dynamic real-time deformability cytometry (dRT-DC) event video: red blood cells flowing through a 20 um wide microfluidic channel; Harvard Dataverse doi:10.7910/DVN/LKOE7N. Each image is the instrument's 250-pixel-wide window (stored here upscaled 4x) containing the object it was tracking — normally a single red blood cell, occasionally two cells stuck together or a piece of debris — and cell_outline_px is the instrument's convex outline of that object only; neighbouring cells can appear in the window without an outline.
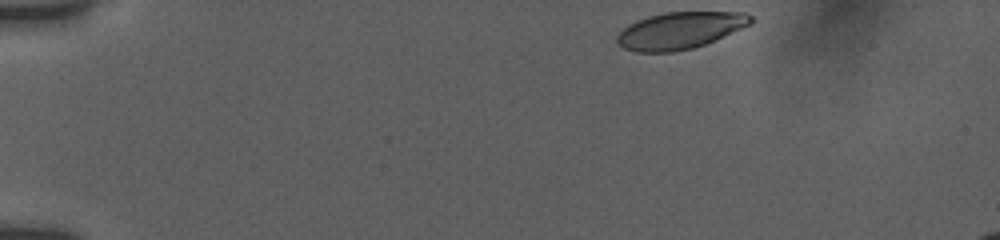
{"species": "human", "species_latin": "Homo sapiens", "temperature_condition": "room temperature", "stored_images_in_passage": 41, "camera_frame_rate_fps": 3000, "um_per_image_px": 0.085, "donor": {"sex": "female"}, "frame": {"image": 1, "passage_image": 1, "time_ms": 0.0, "image_size_px": [1000, 240], "cell_outline_px": [[752, 24], [704, 44], [692, 48], [672, 52], [636, 52], [624, 48], [616, 40], [616, 36], [628, 24], [636, 20], [648, 16], [664, 12], [744, 12], [752, 16]], "centroid_in_image_um": [57.78, 2.58], "position_along_channel_um": 27.2, "area_um2": 28.61}}
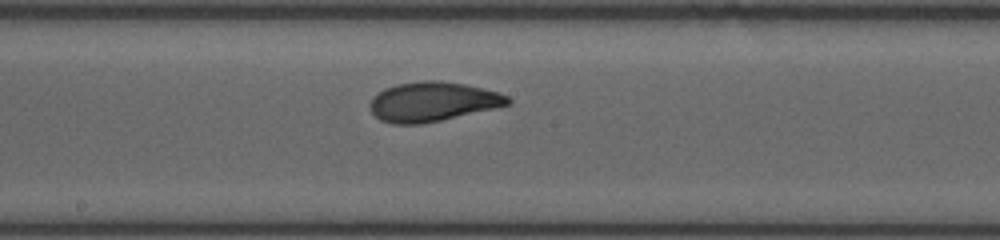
{"frame": {"image": 2, "passage_image": 23, "time_ms": 7.333, "image_size_px": [1000, 240], "cell_outline_px": [[512, 104], [440, 120], [420, 124], [392, 124], [380, 120], [372, 112], [368, 104], [372, 96], [384, 88], [396, 84], [420, 80], [440, 80], [464, 84], [496, 92], [508, 96], [512, 100]], "centroid_in_image_um": [36.72, 8.63], "position_along_channel_um": 211.5, "area_um2": 31.73}}
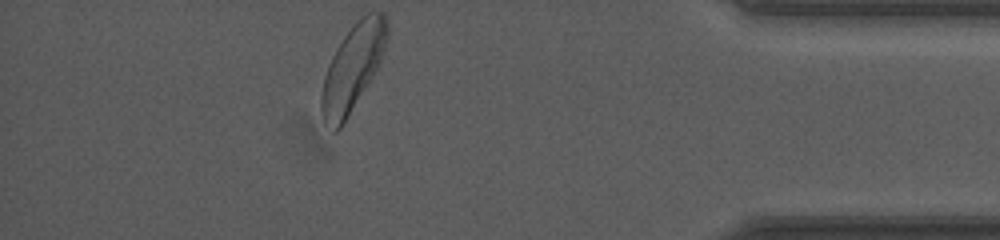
{"frame": {"image": 3, "passage_image": 41, "time_ms": 13.333, "image_size_px": [1000, 240], "cell_outline_px": [[388, 36], [380, 64], [344, 124], [336, 132], [332, 132], [324, 120], [320, 108], [320, 96], [324, 76], [328, 64], [336, 48], [344, 36], [356, 20], [360, 16], [368, 12], [384, 12], [388, 20]], "centroid_in_image_um": [29.98, 5.75], "position_along_channel_um": 405.2, "area_um2": 33.35}, "authors_computed_cell_mechanics": {"area_um2": 30.9808, "velocity_mm_per_s": 3.8119, "shape_relaxation_time_tau1_ms": 3.3001, "shape_relaxation_time_tau2_ms": 1.0532, "deformation_change_tau1": 0.1539, "deformation_change_tau2": 0.0661}}